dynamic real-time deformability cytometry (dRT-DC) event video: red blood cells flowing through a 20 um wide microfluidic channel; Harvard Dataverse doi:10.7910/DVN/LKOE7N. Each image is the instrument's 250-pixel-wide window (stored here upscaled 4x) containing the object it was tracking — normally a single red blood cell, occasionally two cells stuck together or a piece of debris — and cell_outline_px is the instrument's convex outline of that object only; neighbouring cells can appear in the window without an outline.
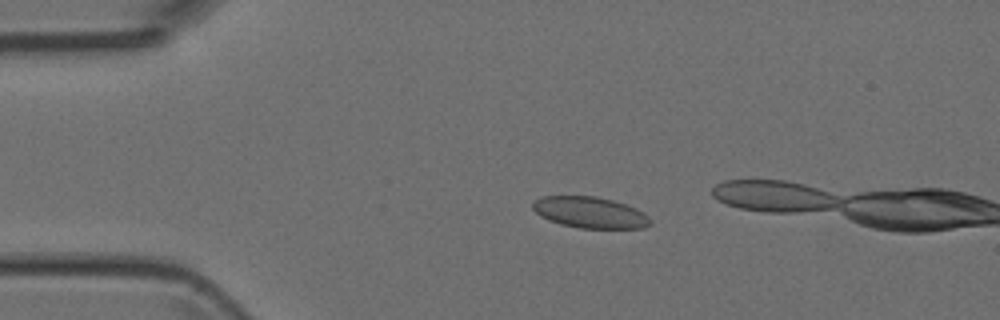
{"species": "Egyptian fruit bat (a non-hibernating species)", "species_latin": "Rousettus aegyptiacus", "temperature_condition": "room temperature", "stored_images_in_passage": 14, "camera_frame_rate_fps": 3000, "um_per_image_px": 0.085, "animal": {"sex": "female"}, "frame": {"image": 1, "passage_image": 10, "time_ms": 3.0, "image_size_px": [1000, 320], "cell_outline_px": [[652, 224], [644, 228], [580, 228], [560, 224], [548, 220], [540, 216], [532, 208], [532, 204], [536, 200], [544, 196], [596, 196], [612, 200], [636, 208], [644, 212], [652, 220]], "centroid_in_image_um": [50.17, 18.06], "position_along_channel_um": 34.8, "area_um2": 21.44}}